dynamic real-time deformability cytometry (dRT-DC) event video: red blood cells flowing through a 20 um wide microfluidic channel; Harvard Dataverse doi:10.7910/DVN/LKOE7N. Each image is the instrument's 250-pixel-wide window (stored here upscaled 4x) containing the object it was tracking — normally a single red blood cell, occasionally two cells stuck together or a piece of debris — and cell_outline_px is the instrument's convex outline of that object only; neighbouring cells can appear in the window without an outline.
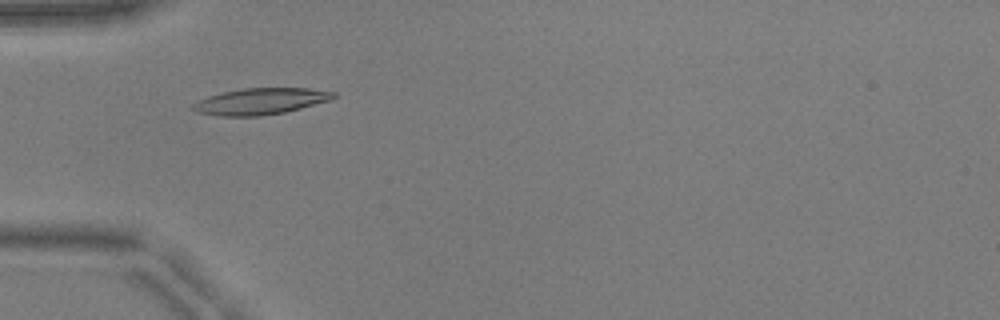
{"species": "common noctule bat (a hibernating species)", "species_latin": "Nyctalus noctula", "temperature_condition": "warm", "stored_images_in_passage": 43, "camera_frame_rate_fps": 3000, "um_per_image_px": 0.085, "animal": {"sex": "male", "body_mass_g": 17.9, "forearm_length_mm": 54.2}, "frame": {"image": 1, "passage_image": 15, "time_ms": 4.667, "image_size_px": [1000, 320], "cell_outline_px": [[336, 96], [332, 100], [284, 112], [260, 116], [220, 116], [196, 112], [192, 108], [192, 104], [196, 100], [208, 96], [224, 92], [244, 88], [308, 88], [336, 92]], "centroid_in_image_um": [22.14, 8.61], "position_along_channel_um": 62.9, "area_um2": 21.62}}
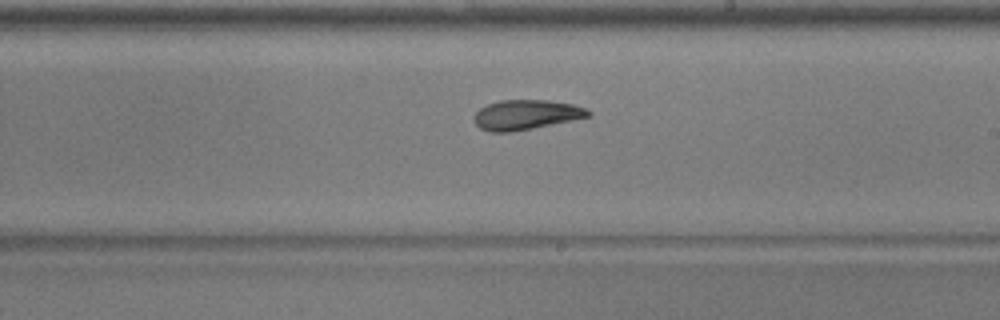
{"frame": {"image": 2, "passage_image": 29, "time_ms": 9.333, "image_size_px": [1000, 320], "cell_outline_px": [[592, 116], [512, 132], [488, 132], [480, 128], [472, 120], [472, 116], [480, 108], [488, 104], [500, 100], [548, 100], [572, 104], [588, 108], [592, 112]], "centroid_in_image_um": [44.71, 9.75], "position_along_channel_um": 244.3, "area_um2": 20.0}}
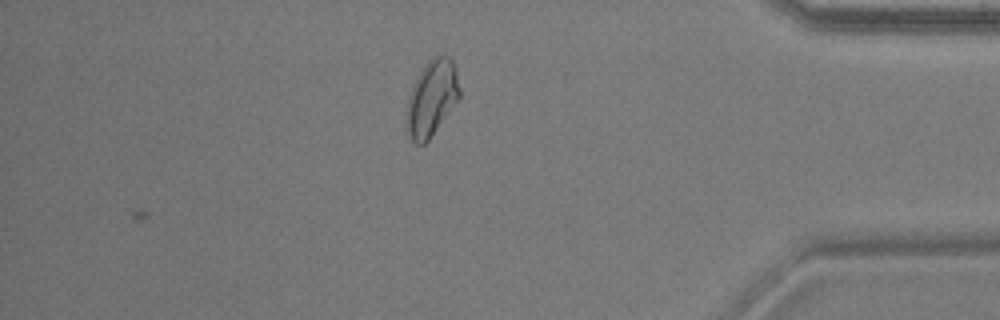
{"frame": {"image": 3, "passage_image": 43, "time_ms": 14.0, "image_size_px": [1000, 320], "cell_outline_px": [[460, 100], [428, 140], [424, 144], [416, 144], [408, 136], [404, 112], [408, 96], [420, 72], [428, 60], [432, 56], [448, 56], [452, 60], [456, 68], [460, 88]], "centroid_in_image_um": [36.7, 8.36], "position_along_channel_um": 398.5, "area_um2": 23.81}, "authors_computed_cell_mechanics": {"area_um2": 19.7676, "velocity_mm_per_s": 3.9342, "shape_relaxation_time_tau1_ms": 5.1153, "shape_relaxation_time_tau2_ms": 1.5063, "deformation_change_tau1": 0.1849, "deformation_change_tau2": 0.081}}